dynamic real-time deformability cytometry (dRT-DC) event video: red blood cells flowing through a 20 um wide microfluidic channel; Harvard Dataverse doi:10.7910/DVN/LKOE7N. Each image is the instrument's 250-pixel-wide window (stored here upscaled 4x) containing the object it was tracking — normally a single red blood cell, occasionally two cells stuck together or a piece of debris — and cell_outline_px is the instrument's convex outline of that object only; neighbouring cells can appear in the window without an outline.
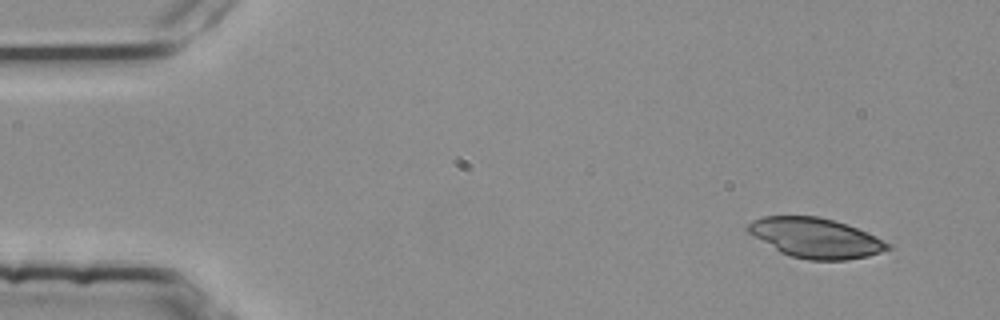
{"species": "common noctule bat (a hibernating species)", "species_latin": "Nyctalus noctula", "temperature_condition": "room temperature", "stored_images_in_passage": 4, "camera_frame_rate_fps": 3000, "um_per_image_px": 0.085, "animal": {"sex": "female", "body_mass_g": 25.1}, "frame": {"image": 1, "passage_image": 1, "time_ms": 0.0, "image_size_px": [1000, 320], "cell_outline_px": [[892, 248], [868, 256], [844, 260], [808, 260], [792, 256], [780, 252], [748, 232], [744, 228], [752, 220], [764, 216], [816, 216], [848, 224], [868, 232], [888, 244]], "centroid_in_image_um": [69.31, 20.22], "position_along_channel_um": 15.7, "area_um2": 32.19}}